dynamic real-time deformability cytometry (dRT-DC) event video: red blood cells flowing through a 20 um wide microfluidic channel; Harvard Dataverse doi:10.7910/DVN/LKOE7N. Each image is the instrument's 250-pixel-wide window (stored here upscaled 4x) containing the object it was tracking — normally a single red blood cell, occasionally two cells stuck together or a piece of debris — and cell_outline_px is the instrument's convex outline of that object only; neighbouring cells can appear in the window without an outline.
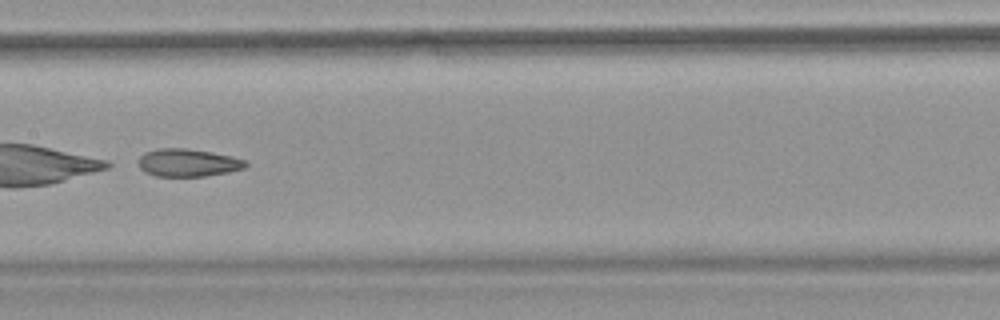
{"species": "common noctule bat (a hibernating species)", "species_latin": "Nyctalus noctula", "temperature_condition": "warm", "stored_images_in_passage": 10, "camera_frame_rate_fps": 3000, "um_per_image_px": 0.085, "animal": {"sex": "female", "body_mass_g": 18.4}, "frame": {"image": 1, "passage_image": 9, "time_ms": 2.667, "image_size_px": [1000, 320], "cell_outline_px": [[248, 164], [244, 168], [228, 172], [204, 176], [156, 176], [144, 172], [140, 168], [140, 156], [144, 152], [156, 148], [184, 148], [212, 152], [232, 156], [248, 160]], "centroid_in_image_um": [15.99, 13.82], "position_along_channel_um": 191.4, "area_um2": 17.4}}